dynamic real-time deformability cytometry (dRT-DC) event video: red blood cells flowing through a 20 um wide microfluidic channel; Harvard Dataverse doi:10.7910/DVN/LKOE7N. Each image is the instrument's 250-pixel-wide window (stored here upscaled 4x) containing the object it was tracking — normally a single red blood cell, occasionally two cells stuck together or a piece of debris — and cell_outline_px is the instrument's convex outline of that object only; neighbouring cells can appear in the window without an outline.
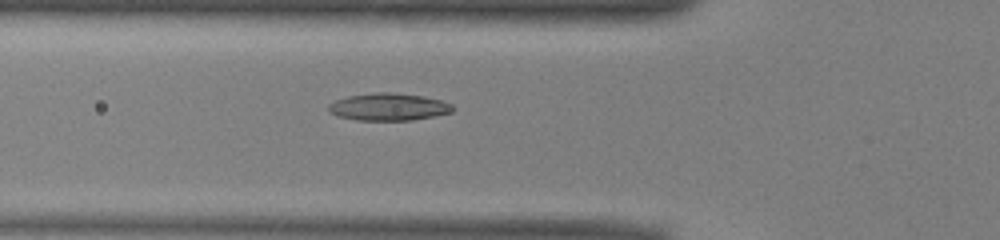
{"species": "common noctule bat (a hibernating species)", "species_latin": "Nyctalus noctula", "temperature_condition": "warm", "stored_images_in_passage": 45, "camera_frame_rate_fps": 3000, "um_per_image_px": 0.085, "animal": {"sex": "male", "body_mass_g": 13.0, "forearm_length_mm": 53.1}, "frame": {"image": 1, "passage_image": 11, "time_ms": 3.333, "image_size_px": [1000, 240], "cell_outline_px": [[456, 108], [452, 112], [436, 116], [412, 120], [356, 120], [336, 116], [328, 112], [328, 104], [336, 100], [348, 96], [376, 92], [388, 92], [424, 96], [440, 100], [452, 104]], "centroid_in_image_um": [33.03, 9.09], "position_along_channel_um": 92.8, "area_um2": 19.94}}
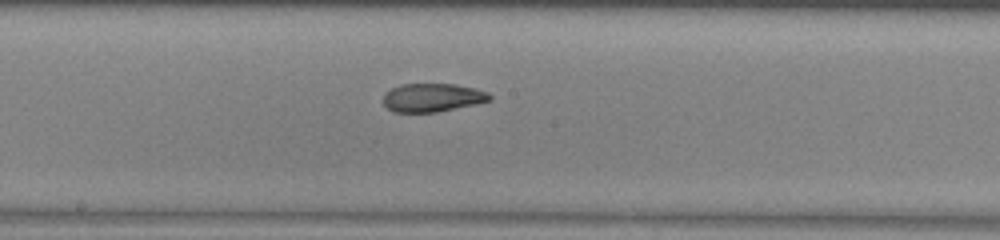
{"frame": {"image": 2, "passage_image": 20, "time_ms": 6.333, "image_size_px": [1000, 240], "cell_outline_px": [[492, 100], [476, 104], [436, 112], [392, 112], [384, 104], [384, 92], [400, 84], [456, 84], [476, 88], [488, 92], [492, 96]], "centroid_in_image_um": [36.77, 8.29], "position_along_channel_um": 211.4, "area_um2": 17.74}}
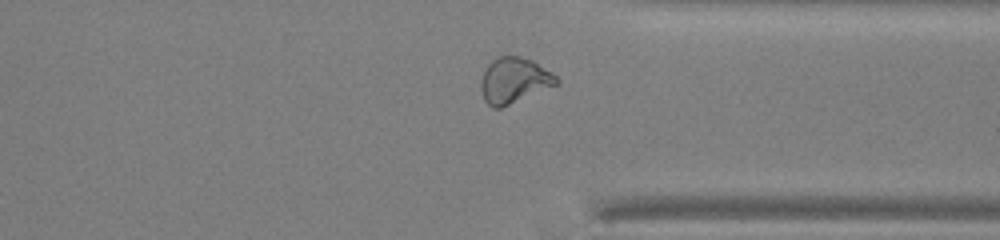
{"frame": {"image": 3, "passage_image": 32, "time_ms": 10.333, "image_size_px": [1000, 240], "cell_outline_px": [[560, 84], [500, 108], [492, 108], [484, 100], [480, 88], [480, 84], [484, 72], [488, 64], [492, 60], [500, 56], [520, 56], [532, 60], [552, 72], [560, 80]], "centroid_in_image_um": [43.72, 6.84], "position_along_channel_um": 367.7, "area_um2": 20.17}, "authors_computed_cell_mechanics": {"area_um2": 19.4208, "velocity_mm_per_s": 3.9563, "shape_relaxation_time_tau1_ms": 7.7334, "shape_relaxation_time_tau2_ms": 2.1784, "deformation_change_tau1": 0.2415, "deformation_change_tau2": 0.0807}}